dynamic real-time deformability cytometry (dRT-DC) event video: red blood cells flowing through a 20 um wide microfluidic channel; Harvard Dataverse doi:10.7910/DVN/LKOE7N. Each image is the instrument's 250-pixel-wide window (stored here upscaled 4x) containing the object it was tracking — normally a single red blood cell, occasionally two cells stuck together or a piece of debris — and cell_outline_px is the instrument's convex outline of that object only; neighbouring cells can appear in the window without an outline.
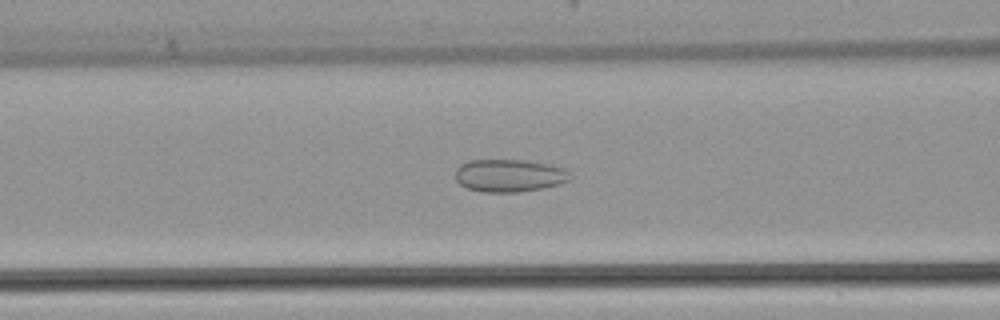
{"species": "common noctule bat (a hibernating species)", "species_latin": "Nyctalus noctula", "temperature_condition": "warm", "stored_images_in_passage": 31, "camera_frame_rate_fps": 3000, "um_per_image_px": 0.085, "animal": {"sex": "female", "body_mass_g": 22.7, "forearm_length_mm": 54.2}, "frame": {"image": 1, "passage_image": 11, "time_ms": 3.333, "image_size_px": [1000, 320], "cell_outline_px": [[572, 176], [568, 180], [544, 188], [516, 192], [484, 192], [468, 188], [460, 184], [456, 180], [456, 168], [460, 164], [468, 160], [528, 160], [552, 164], [568, 168]], "centroid_in_image_um": [43.32, 14.9], "position_along_channel_um": 123.3, "area_um2": 22.08}}
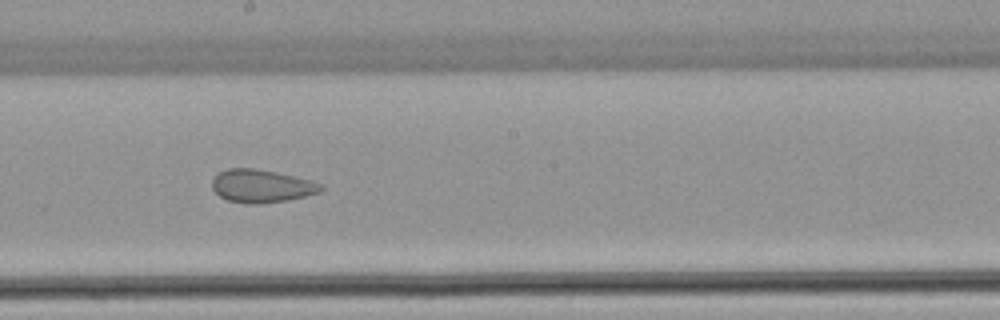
{"frame": {"image": 2, "passage_image": 18, "time_ms": 5.667, "image_size_px": [1000, 320], "cell_outline_px": [[324, 188], [320, 192], [288, 200], [256, 204], [248, 204], [228, 200], [220, 196], [212, 188], [212, 180], [220, 172], [228, 168], [256, 168], [276, 172], [312, 180], [324, 184]], "centroid_in_image_um": [22.26, 15.81], "position_along_channel_um": 225.9, "area_um2": 20.92}}
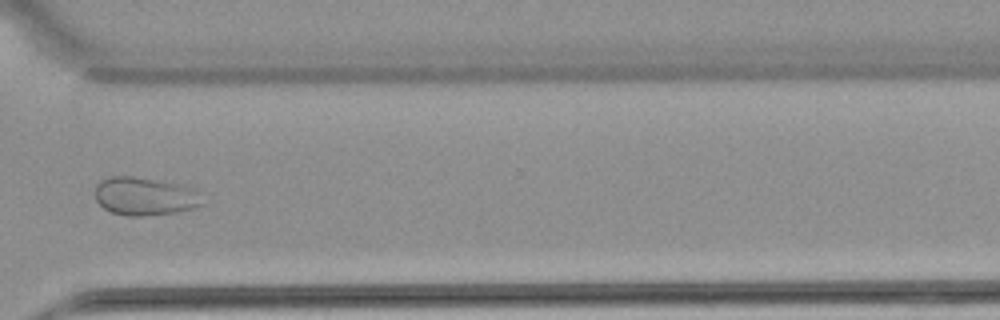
{"frame": {"image": 3, "passage_image": 27, "time_ms": 8.667, "image_size_px": [1000, 320], "cell_outline_px": [[204, 204], [180, 212], [144, 216], [128, 216], [112, 212], [104, 208], [96, 200], [96, 184], [100, 180], [112, 176], [132, 176], [160, 180], [180, 184], [196, 188], [200, 192]], "centroid_in_image_um": [12.36, 16.68], "position_along_channel_um": 358.2, "area_um2": 24.22}}